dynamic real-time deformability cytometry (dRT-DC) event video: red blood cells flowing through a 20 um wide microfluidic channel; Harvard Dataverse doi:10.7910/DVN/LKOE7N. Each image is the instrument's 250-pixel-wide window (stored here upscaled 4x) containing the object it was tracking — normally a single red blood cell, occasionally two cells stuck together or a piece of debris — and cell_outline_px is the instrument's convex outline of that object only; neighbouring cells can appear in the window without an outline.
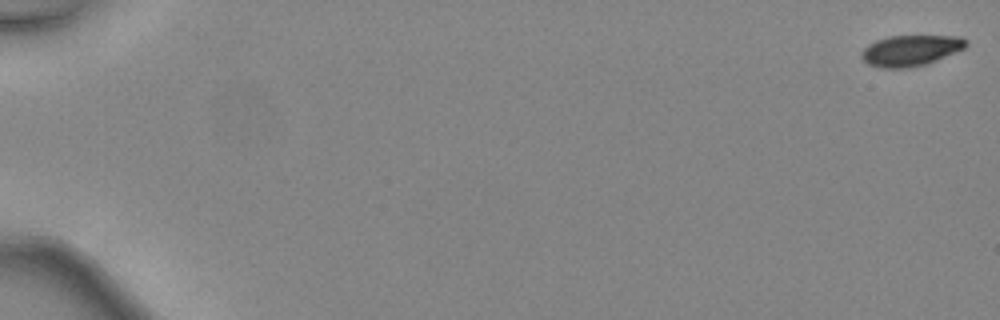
{"species": "common noctule bat (a hibernating species)", "species_latin": "Nyctalus noctula", "temperature_condition": "warm", "stored_images_in_passage": 48, "camera_frame_rate_fps": 3000, "um_per_image_px": 0.085, "animal": {"sex": "female", "body_mass_g": 24.6, "forearm_length_mm": 56.2}, "frame": {"image": 1, "passage_image": 1, "time_ms": 0.0, "image_size_px": [1000, 320], "cell_outline_px": [[968, 44], [964, 48], [956, 52], [928, 64], [908, 68], [880, 68], [868, 64], [860, 56], [860, 52], [868, 44], [876, 40], [888, 36], [960, 36], [968, 40]], "centroid_in_image_um": [77.4, 4.29], "position_along_channel_um": 7.6, "area_um2": 19.02}}
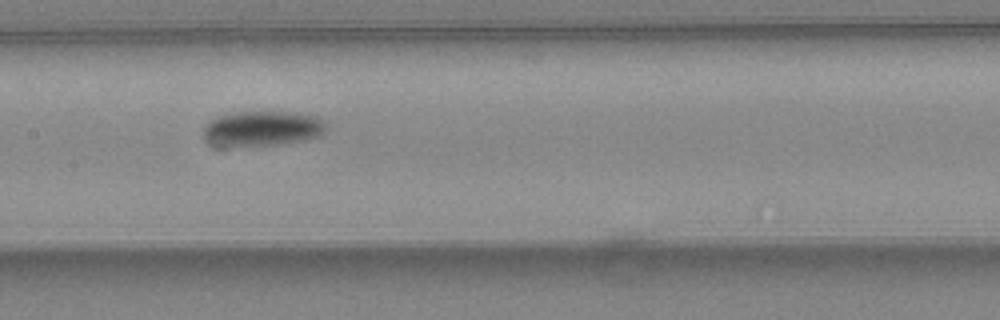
{"frame": {"image": 2, "passage_image": 26, "time_ms": 8.333, "image_size_px": [1000, 320], "cell_outline_px": [[328, 128], [320, 136], [304, 140], [276, 144], [224, 148], [216, 148], [204, 136], [204, 124], [208, 120], [216, 116], [228, 112], [296, 112], [316, 116], [324, 120]], "centroid_in_image_um": [22.25, 10.93], "position_along_channel_um": 185.2, "area_um2": 25.89}}
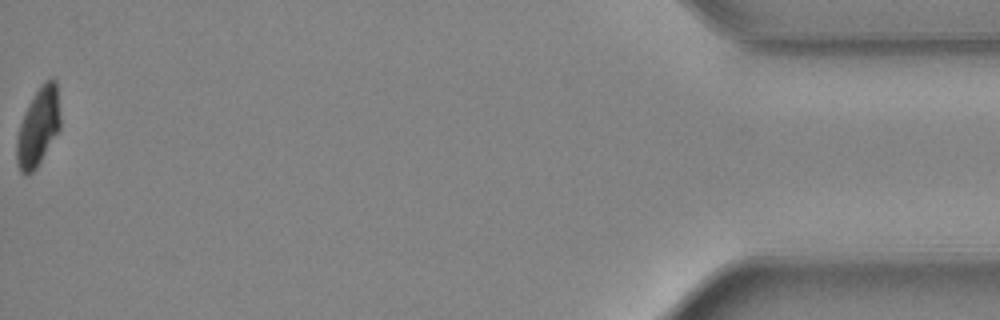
{"frame": {"image": 3, "passage_image": 48, "time_ms": 15.667, "image_size_px": [1000, 320], "cell_outline_px": [[60, 128], [36, 168], [28, 176], [24, 176], [20, 172], [16, 164], [16, 136], [24, 112], [28, 104], [40, 84], [44, 80], [52, 76], [56, 80], [60, 116]], "centroid_in_image_um": [3.22, 10.78], "position_along_channel_um": 432.0, "area_um2": 20.17}, "authors_computed_cell_mechanics": {"area_um2": 21.5594, "velocity_mm_per_s": 4.5487, "shape_relaxation_time_tau1_ms": 2.0202, "shape_relaxation_time_tau2_ms": null, "deformation_change_tau1": 0.1082, "deformation_change_tau2": null}}